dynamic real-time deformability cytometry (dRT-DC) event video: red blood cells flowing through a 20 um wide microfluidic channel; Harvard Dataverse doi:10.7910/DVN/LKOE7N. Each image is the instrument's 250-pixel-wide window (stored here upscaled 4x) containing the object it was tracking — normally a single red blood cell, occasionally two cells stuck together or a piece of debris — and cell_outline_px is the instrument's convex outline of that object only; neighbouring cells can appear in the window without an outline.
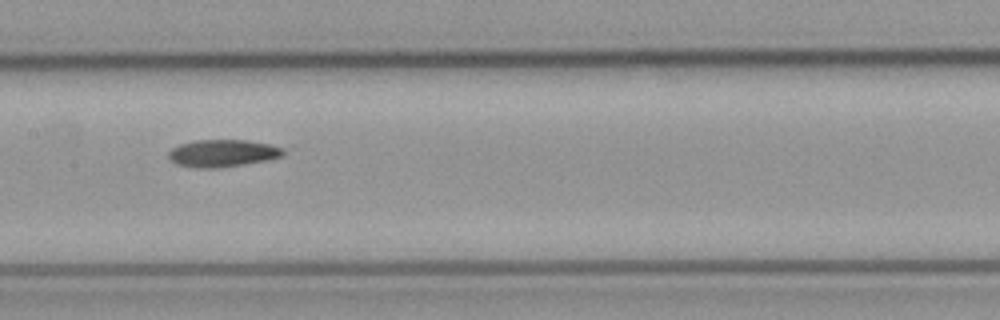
{"species": "common noctule bat (a hibernating species)", "species_latin": "Nyctalus noctula", "temperature_condition": "cold", "stored_images_in_passage": 12, "camera_frame_rate_fps": 3000, "um_per_image_px": 0.085, "animal": {"sex": "male", "body_mass_g": 23.1, "forearm_length_mm": 52.7}, "frame": {"image": 1, "passage_image": 4, "time_ms": 5.667, "image_size_px": [1000, 320], "cell_outline_px": [[288, 148], [284, 156], [268, 160], [220, 168], [196, 168], [176, 164], [168, 156], [168, 152], [172, 148], [180, 144], [196, 140], [244, 140], [268, 144]], "centroid_in_image_um": [18.98, 13.03], "position_along_channel_um": 188.4, "area_um2": 18.44}}
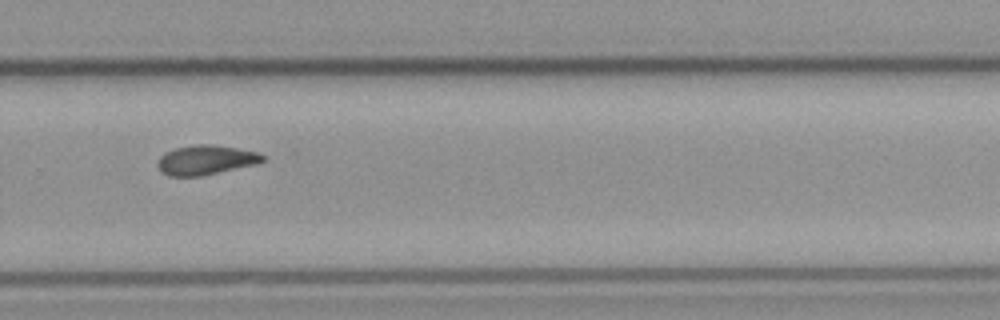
{"frame": {"image": 2, "passage_image": 7, "time_ms": 9.0, "image_size_px": [1000, 320], "cell_outline_px": [[264, 160], [256, 164], [200, 176], [168, 176], [160, 172], [156, 164], [160, 156], [164, 152], [176, 148], [196, 144], [212, 144], [236, 148], [256, 152], [264, 156]], "centroid_in_image_um": [17.43, 13.6], "position_along_channel_um": 312.4, "area_um2": 18.03}}
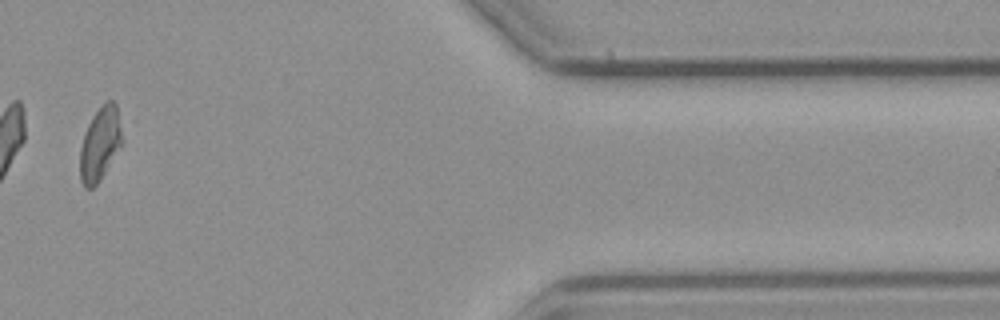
{"frame": {"image": 3, "passage_image": 10, "time_ms": 12.667, "image_size_px": [1000, 320], "cell_outline_px": [[124, 144], [100, 180], [92, 188], [84, 188], [80, 180], [80, 148], [88, 124], [92, 116], [108, 100], [112, 100], [116, 104], [124, 120]], "centroid_in_image_um": [8.59, 12.2], "position_along_channel_um": 402.8, "area_um2": 18.79}}